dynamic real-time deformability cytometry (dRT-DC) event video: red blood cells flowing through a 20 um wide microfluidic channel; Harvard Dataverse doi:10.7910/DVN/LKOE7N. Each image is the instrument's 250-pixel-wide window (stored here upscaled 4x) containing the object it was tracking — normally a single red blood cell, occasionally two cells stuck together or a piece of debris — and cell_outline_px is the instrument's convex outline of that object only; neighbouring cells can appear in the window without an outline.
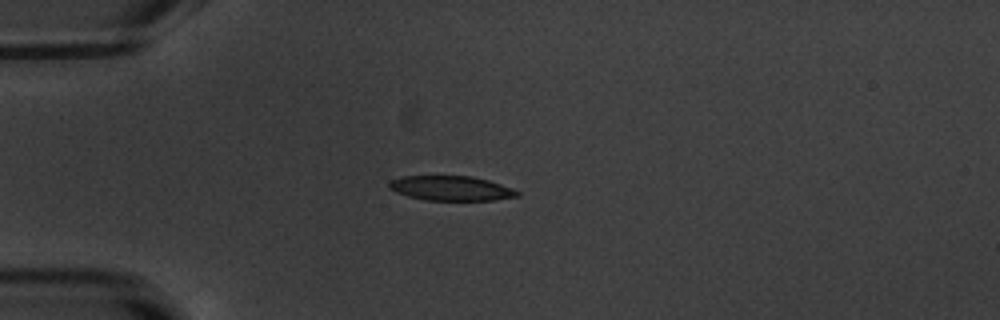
{"species": "common noctule bat (a hibernating species)", "species_latin": "Nyctalus noctula", "temperature_condition": "warm", "stored_images_in_passage": 40, "camera_frame_rate_fps": 3000, "um_per_image_px": 0.085, "animal": {"sex": "male", "body_mass_g": 20.1, "forearm_length_mm": 53.5}, "frame": {"image": 1, "passage_image": 1, "time_ms": 0.0, "image_size_px": [1000, 320], "cell_outline_px": [[520, 196], [492, 200], [424, 200], [408, 196], [396, 192], [388, 188], [388, 184], [392, 180], [404, 176], [472, 176], [488, 180], [512, 188], [520, 192]], "centroid_in_image_um": [38.35, 16.0], "position_along_channel_um": 46.7, "area_um2": 18.38}}
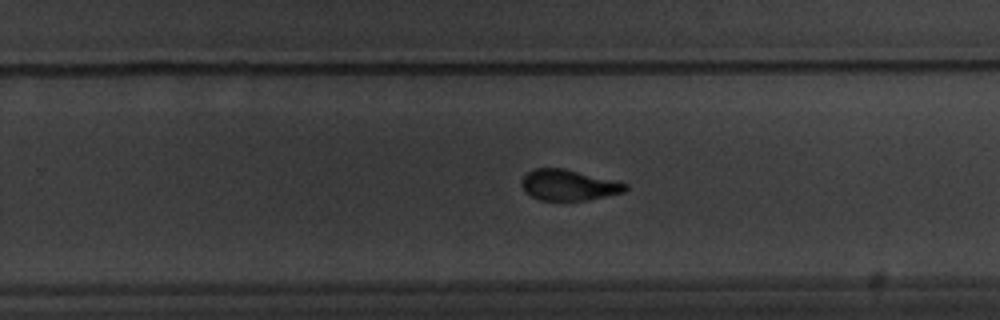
{"frame": {"image": 2, "passage_image": 21, "time_ms": 6.667, "image_size_px": [1000, 320], "cell_outline_px": [[628, 188], [624, 192], [588, 200], [540, 200], [524, 192], [520, 184], [524, 176], [532, 168], [564, 168], [628, 184]], "centroid_in_image_um": [48.3, 15.73], "position_along_channel_um": 281.5, "area_um2": 18.55}}
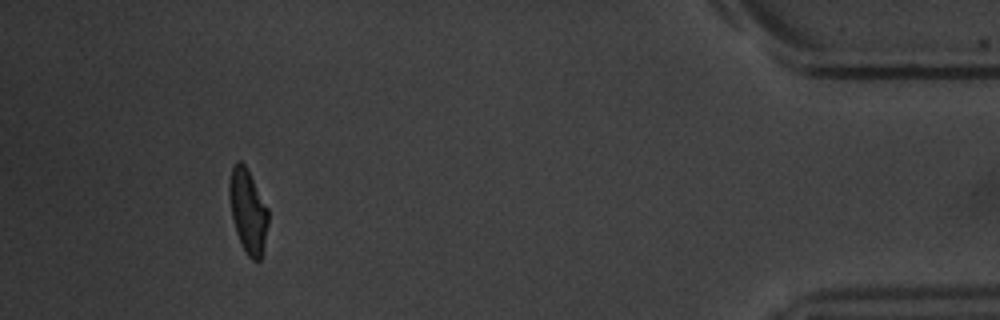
{"frame": {"image": 3, "passage_image": 36, "time_ms": 11.667, "image_size_px": [1000, 320], "cell_outline_px": [[268, 224], [260, 260], [252, 260], [248, 256], [236, 232], [232, 216], [228, 192], [228, 184], [232, 168], [236, 160], [240, 160], [244, 164], [268, 208]], "centroid_in_image_um": [21.06, 17.91], "position_along_channel_um": 414.1, "area_um2": 18.61}, "authors_computed_cell_mechanics": {"area_um2": 19.3052, "velocity_mm_per_s": 3.822, "shape_relaxation_time_tau1_ms": 3.6717, "shape_relaxation_time_tau2_ms": 1.9093, "deformation_change_tau1": 0.179, "deformation_change_tau2": 0.0906}}